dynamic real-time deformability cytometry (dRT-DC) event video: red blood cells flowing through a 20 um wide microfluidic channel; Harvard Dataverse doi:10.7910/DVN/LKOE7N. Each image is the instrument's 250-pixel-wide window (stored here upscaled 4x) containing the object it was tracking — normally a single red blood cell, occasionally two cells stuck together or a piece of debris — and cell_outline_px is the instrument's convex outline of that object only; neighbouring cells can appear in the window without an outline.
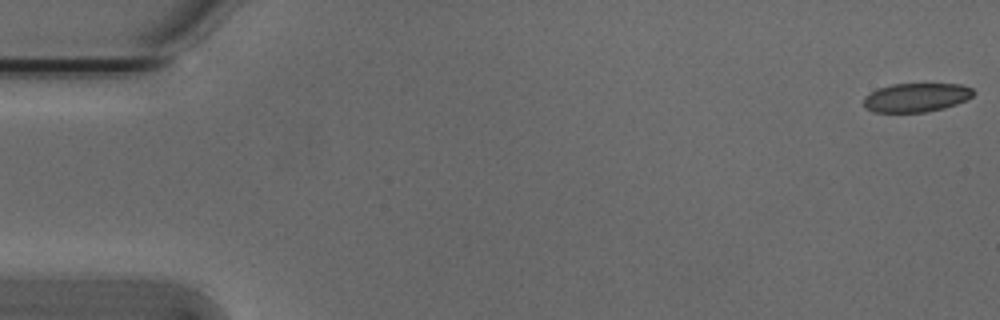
{"species": "Egyptian fruit bat (a non-hibernating species)", "species_latin": "Rousettus aegyptiacus", "temperature_condition": "cold", "stored_images_in_passage": 4, "camera_frame_rate_fps": 3000, "um_per_image_px": 0.085, "animal": {"sex": "male"}, "frame": {"image": 1, "passage_image": 1, "time_ms": 0.0, "image_size_px": [1000, 320], "cell_outline_px": [[976, 92], [972, 96], [956, 104], [944, 108], [924, 112], [876, 112], [864, 108], [864, 96], [880, 88], [892, 84], [960, 84], [972, 88]], "centroid_in_image_um": [77.88, 8.29], "position_along_channel_um": 7.1, "area_um2": 18.32}}